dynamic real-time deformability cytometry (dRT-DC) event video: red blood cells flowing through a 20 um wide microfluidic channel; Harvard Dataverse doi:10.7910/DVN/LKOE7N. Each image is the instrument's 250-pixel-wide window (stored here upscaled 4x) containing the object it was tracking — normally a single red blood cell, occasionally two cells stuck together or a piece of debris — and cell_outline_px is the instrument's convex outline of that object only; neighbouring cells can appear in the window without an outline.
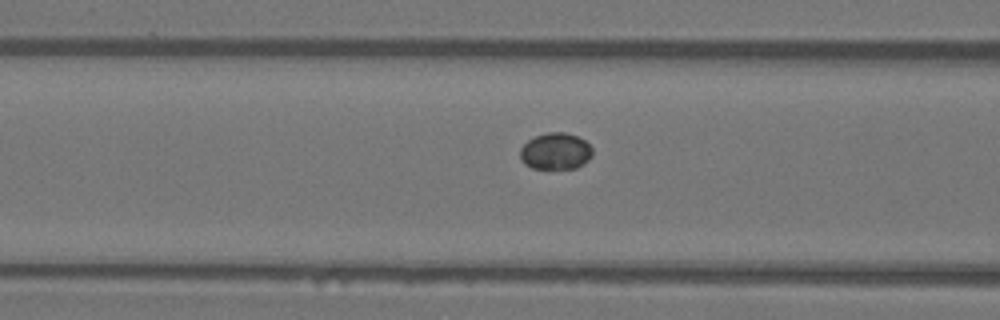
{"species": "Egyptian fruit bat (a non-hibernating species)", "species_latin": "Rousettus aegyptiacus", "temperature_condition": "warm", "stored_images_in_passage": 25, "camera_frame_rate_fps": 3000, "um_per_image_px": 0.085, "animal": {"sex": "female"}, "frame": {"image": 1, "passage_image": 4, "time_ms": 1.0, "image_size_px": [1000, 320], "cell_outline_px": [[592, 156], [584, 164], [576, 168], [532, 168], [524, 164], [520, 160], [520, 148], [528, 140], [536, 136], [548, 132], [564, 132], [576, 136], [584, 140], [592, 148]], "centroid_in_image_um": [47.21, 12.86], "position_along_channel_um": 119.4, "area_um2": 15.43}}
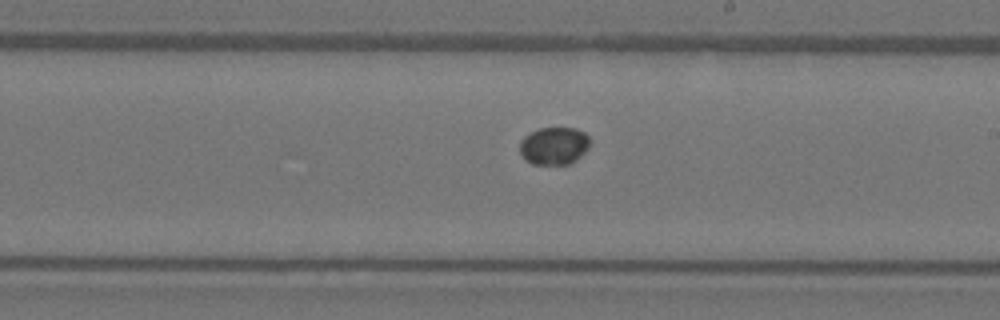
{"frame": {"image": 2, "passage_image": 13, "time_ms": 4.0, "image_size_px": [1000, 320], "cell_outline_px": [[592, 140], [588, 148], [576, 160], [568, 164], [532, 164], [520, 152], [520, 140], [524, 136], [540, 128], [576, 128], [584, 132]], "centroid_in_image_um": [47.12, 12.38], "position_along_channel_um": 241.9, "area_um2": 15.32}}
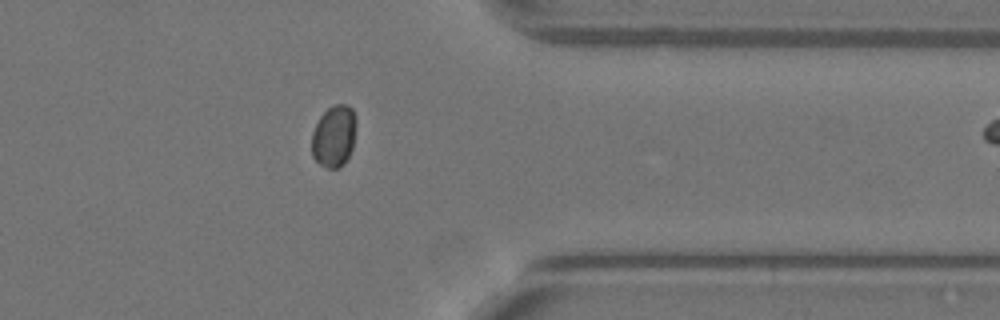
{"frame": {"image": 3, "passage_image": 24, "time_ms": 7.667, "image_size_px": [1000, 320], "cell_outline_px": [[356, 124], [352, 148], [344, 164], [340, 168], [328, 168], [320, 164], [312, 156], [312, 132], [320, 116], [332, 104], [348, 104], [352, 108], [356, 116]], "centroid_in_image_um": [28.4, 11.55], "position_along_channel_um": 383.0, "area_um2": 16.13}}